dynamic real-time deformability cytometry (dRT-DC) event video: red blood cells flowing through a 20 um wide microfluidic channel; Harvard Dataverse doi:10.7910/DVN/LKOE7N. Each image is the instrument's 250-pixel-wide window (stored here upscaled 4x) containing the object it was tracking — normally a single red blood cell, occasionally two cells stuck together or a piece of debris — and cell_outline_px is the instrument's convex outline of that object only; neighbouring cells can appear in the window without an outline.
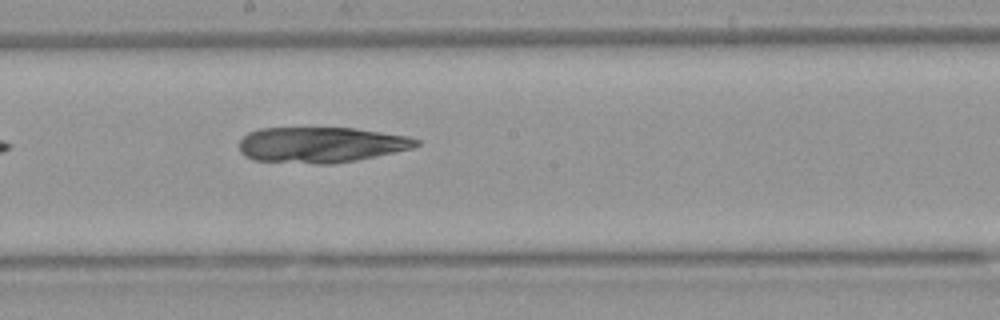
{"species": "Egyptian fruit bat (a non-hibernating species)", "species_latin": "Rousettus aegyptiacus", "temperature_condition": "warm", "stored_images_in_passage": 7, "segment_of_instrument_passage": [1, 2], "camera_frame_rate_fps": 3000, "um_per_image_px": 0.085, "animal": {"sex": "female"}, "frame": {"image": 1, "passage_image": 6, "time_ms": 6.0, "image_size_px": [1000, 320], "cell_outline_px": [[420, 144], [412, 148], [396, 152], [356, 160], [332, 164], [316, 164], [252, 160], [244, 156], [240, 152], [240, 140], [248, 132], [260, 128], [356, 128], [408, 136], [420, 140]], "centroid_in_image_um": [27.28, 12.31], "position_along_channel_um": 220.9, "area_um2": 36.93}}